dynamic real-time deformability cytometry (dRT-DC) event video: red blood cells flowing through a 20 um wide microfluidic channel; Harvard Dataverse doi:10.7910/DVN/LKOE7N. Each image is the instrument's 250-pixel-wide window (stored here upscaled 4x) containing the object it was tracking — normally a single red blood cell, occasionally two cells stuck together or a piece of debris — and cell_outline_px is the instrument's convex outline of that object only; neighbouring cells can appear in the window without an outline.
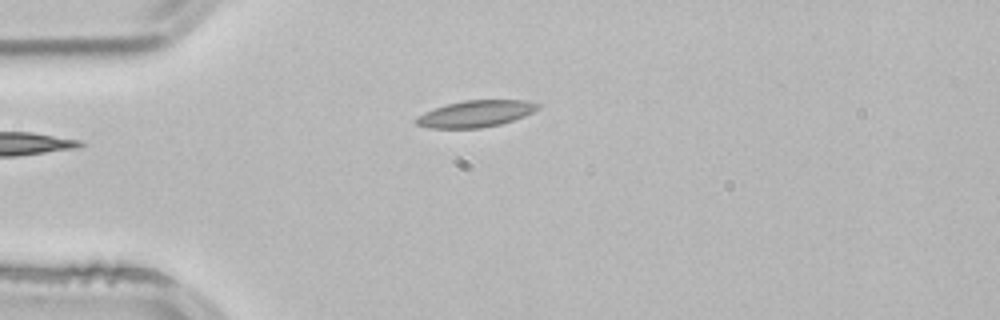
{"species": "common noctule bat (a hibernating species)", "species_latin": "Nyctalus noctula", "temperature_condition": "room temperature", "stored_images_in_passage": 1, "camera_frame_rate_fps": 3000, "um_per_image_px": 0.085, "animal": {"sex": "male", "body_mass_g": 21.5, "forearm_length_mm": 52.0}, "frame": {"image": 1, "passage_image": 1, "time_ms": 0.0, "image_size_px": [1000, 320], "cell_outline_px": [[540, 108], [524, 116], [500, 124], [480, 128], [432, 128], [416, 124], [412, 120], [416, 116], [424, 112], [448, 104], [464, 100], [528, 100], [540, 104]], "centroid_in_image_um": [40.42, 9.66], "position_along_channel_um": 44.6, "area_um2": 18.84}}